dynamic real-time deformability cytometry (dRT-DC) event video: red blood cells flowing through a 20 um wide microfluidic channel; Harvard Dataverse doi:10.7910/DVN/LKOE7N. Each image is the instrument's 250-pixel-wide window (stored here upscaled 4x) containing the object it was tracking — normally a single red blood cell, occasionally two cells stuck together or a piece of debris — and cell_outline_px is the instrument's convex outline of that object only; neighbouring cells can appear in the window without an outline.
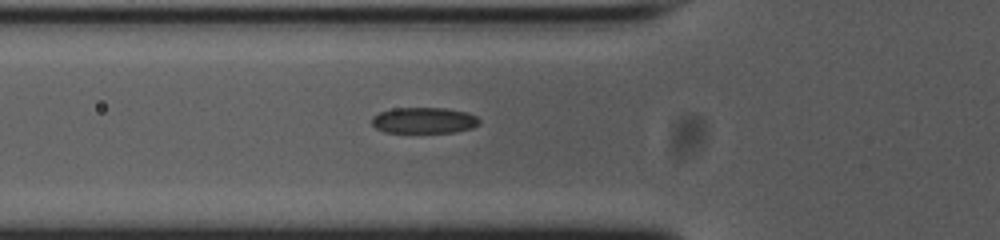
{"species": "common noctule bat (a hibernating species)", "species_latin": "Nyctalus noctula", "temperature_condition": "cold", "stored_images_in_passage": 40, "camera_frame_rate_fps": 3000, "um_per_image_px": 0.085, "animal": {"sex": "female", "body_mass_g": 23.0, "forearm_length_mm": 53.4}, "frame": {"image": 1, "passage_image": 9, "time_ms": 2.667, "image_size_px": [1000, 240], "cell_outline_px": [[480, 124], [472, 128], [456, 132], [384, 132], [376, 128], [372, 124], [372, 116], [380, 112], [392, 108], [448, 108], [468, 112], [476, 116], [480, 120]], "centroid_in_image_um": [36.06, 10.22], "position_along_channel_um": 89.7, "area_um2": 16.42}}
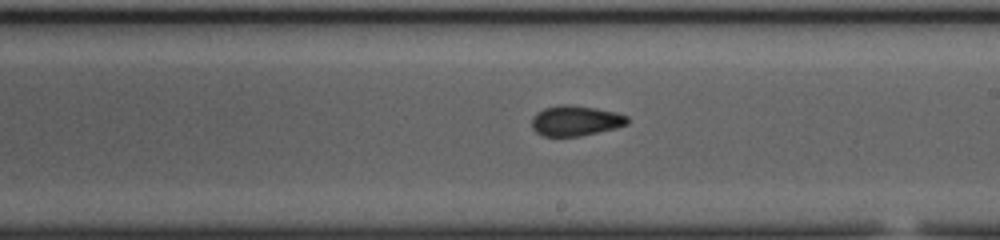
{"frame": {"image": 2, "passage_image": 21, "time_ms": 6.667, "image_size_px": [1000, 240], "cell_outline_px": [[628, 124], [616, 128], [580, 136], [544, 136], [536, 132], [532, 128], [532, 116], [536, 112], [544, 108], [560, 104], [568, 104], [596, 108], [616, 112], [628, 116]], "centroid_in_image_um": [48.91, 10.25], "position_along_channel_um": 240.1, "area_um2": 16.99}}
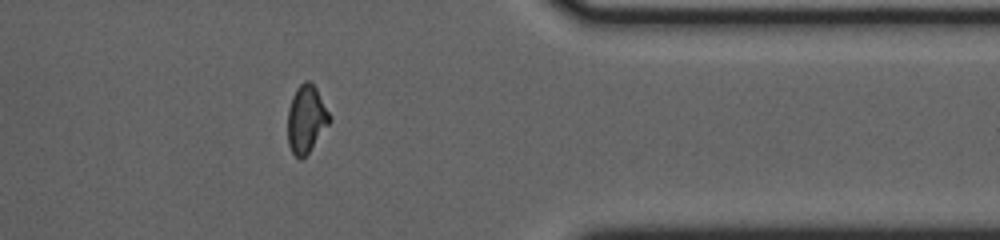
{"frame": {"image": 3, "passage_image": 34, "time_ms": 11.0, "image_size_px": [1000, 240], "cell_outline_px": [[332, 120], [308, 152], [300, 160], [292, 152], [288, 144], [288, 108], [292, 96], [296, 88], [304, 80], [308, 80], [316, 88], [332, 116]], "centroid_in_image_um": [26.04, 10.09], "position_along_channel_um": 385.4, "area_um2": 16.47}, "authors_computed_cell_mechanics": {"area_um2": 16.8487, "velocity_mm_per_s": 3.7551, "shape_relaxation_time_tau1_ms": 3.7175, "shape_relaxation_time_tau2_ms": 2.3762, "deformation_change_tau1": 0.1234, "deformation_change_tau2": 0.0832}}